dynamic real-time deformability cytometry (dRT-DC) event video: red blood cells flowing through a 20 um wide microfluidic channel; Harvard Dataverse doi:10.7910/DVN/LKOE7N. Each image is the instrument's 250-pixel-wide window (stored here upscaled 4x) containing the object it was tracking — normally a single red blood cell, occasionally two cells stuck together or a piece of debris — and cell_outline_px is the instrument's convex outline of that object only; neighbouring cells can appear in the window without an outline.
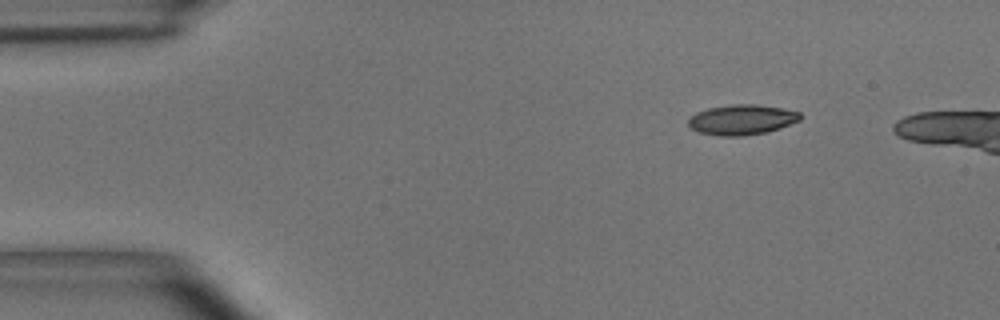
{"species": "common noctule bat (a hibernating species)", "species_latin": "Nyctalus noctula", "temperature_condition": "room temperature", "stored_images_in_passage": 4, "camera_frame_rate_fps": 3000, "um_per_image_px": 0.085, "animal": {"sex": "male", "body_mass_g": 15.6}, "frame": {"image": 1, "passage_image": 1, "time_ms": 0.0, "image_size_px": [1000, 320], "cell_outline_px": [[800, 120], [780, 128], [768, 132], [744, 136], [720, 136], [700, 132], [692, 128], [688, 124], [688, 120], [696, 112], [708, 108], [732, 104], [756, 104], [780, 108], [800, 112]], "centroid_in_image_um": [63.06, 10.17], "position_along_channel_um": 21.9, "area_um2": 19.59}}